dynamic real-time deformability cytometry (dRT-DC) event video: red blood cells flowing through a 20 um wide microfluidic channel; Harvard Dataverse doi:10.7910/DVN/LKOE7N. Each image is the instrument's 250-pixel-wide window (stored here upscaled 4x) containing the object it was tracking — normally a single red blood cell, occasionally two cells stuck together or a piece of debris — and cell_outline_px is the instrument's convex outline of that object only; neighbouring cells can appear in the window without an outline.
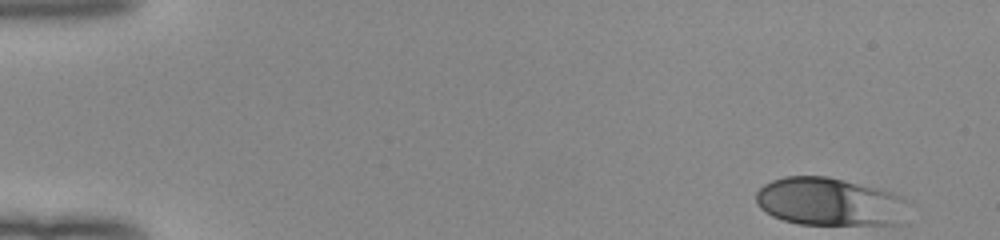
{"species": "human", "species_latin": "Homo sapiens", "temperature_condition": "room temperature", "stored_images_in_passage": 49, "camera_frame_rate_fps": 3000, "um_per_image_px": 0.085, "donor": {"sex": "female"}, "frame": {"image": 1, "passage_image": 1, "time_ms": 0.0, "image_size_px": [1000, 240], "cell_outline_px": [[908, 224], [800, 224], [784, 220], [772, 216], [760, 208], [756, 204], [756, 192], [764, 184], [772, 180], [784, 176], [828, 176], [880, 188], [904, 196], [908, 200]], "centroid_in_image_um": [70.61, 17.15], "position_along_channel_um": 14.4, "area_um2": 43.52}}
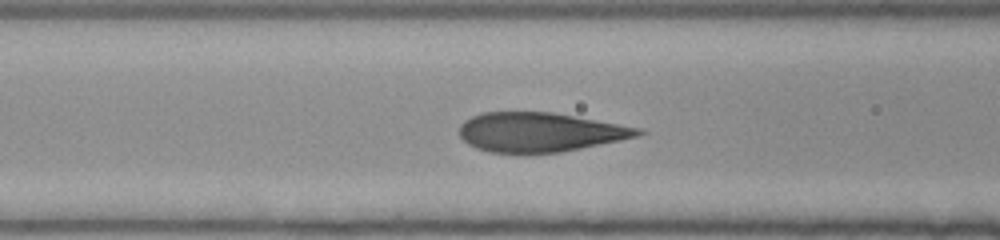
{"frame": {"image": 2, "passage_image": 19, "time_ms": 6.0, "image_size_px": [1000, 240], "cell_outline_px": [[648, 132], [636, 136], [620, 140], [560, 152], [488, 152], [476, 148], [468, 144], [460, 136], [460, 124], [464, 120], [472, 116], [484, 112], [552, 112], [644, 128]], "centroid_in_image_um": [45.91, 11.22], "position_along_channel_um": 120.7, "area_um2": 40.69}}
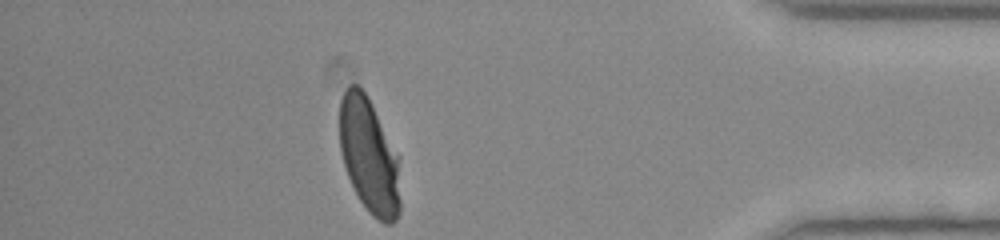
{"frame": {"image": 3, "passage_image": 43, "time_ms": 14.0, "image_size_px": [1000, 240], "cell_outline_px": [[400, 212], [396, 220], [392, 224], [384, 224], [372, 216], [368, 212], [360, 200], [348, 176], [340, 152], [340, 100], [348, 84], [356, 84], [368, 96], [400, 156]], "centroid_in_image_um": [31.41, 13.26], "position_along_channel_um": 403.8, "area_um2": 41.44}, "authors_computed_cell_mechanics": {"area_um2": 42.1362, "velocity_mm_per_s": 4.0157, "shape_relaxation_time_tau1_ms": 3.7247, "shape_relaxation_time_tau2_ms": null, "deformation_change_tau1": 0.1779, "deformation_change_tau2": null}}